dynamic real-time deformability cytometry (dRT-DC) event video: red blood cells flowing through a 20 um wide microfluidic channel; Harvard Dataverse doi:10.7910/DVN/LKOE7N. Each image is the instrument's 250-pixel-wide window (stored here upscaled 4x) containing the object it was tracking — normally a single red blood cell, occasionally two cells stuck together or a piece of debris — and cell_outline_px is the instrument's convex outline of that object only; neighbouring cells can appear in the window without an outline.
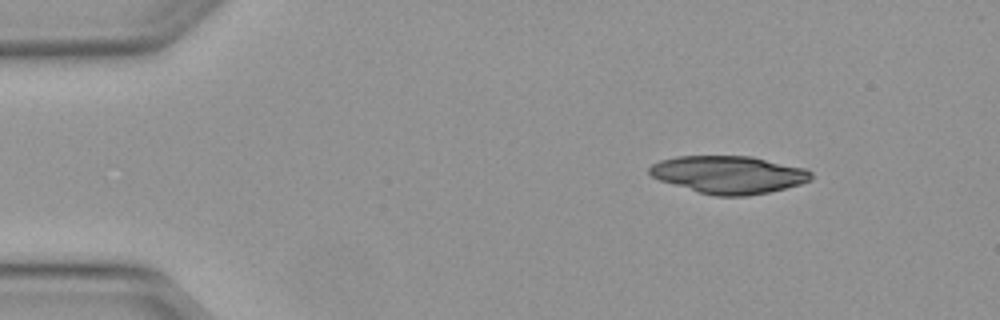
{"species": "Egyptian fruit bat (a non-hibernating species)", "species_latin": "Rousettus aegyptiacus", "temperature_condition": "warm", "stored_images_in_passage": 43, "camera_frame_rate_fps": 3000, "um_per_image_px": 0.085, "animal": {"sex": "female"}, "frame": {"image": 1, "passage_image": 1, "time_ms": 0.0, "image_size_px": [1000, 320], "cell_outline_px": [[812, 180], [800, 184], [768, 192], [748, 196], [716, 196], [700, 192], [660, 180], [652, 176], [648, 172], [648, 168], [652, 164], [660, 160], [676, 156], [752, 156], [804, 168], [812, 172]], "centroid_in_image_um": [61.94, 14.83], "position_along_channel_um": 23.1, "area_um2": 35.32}}